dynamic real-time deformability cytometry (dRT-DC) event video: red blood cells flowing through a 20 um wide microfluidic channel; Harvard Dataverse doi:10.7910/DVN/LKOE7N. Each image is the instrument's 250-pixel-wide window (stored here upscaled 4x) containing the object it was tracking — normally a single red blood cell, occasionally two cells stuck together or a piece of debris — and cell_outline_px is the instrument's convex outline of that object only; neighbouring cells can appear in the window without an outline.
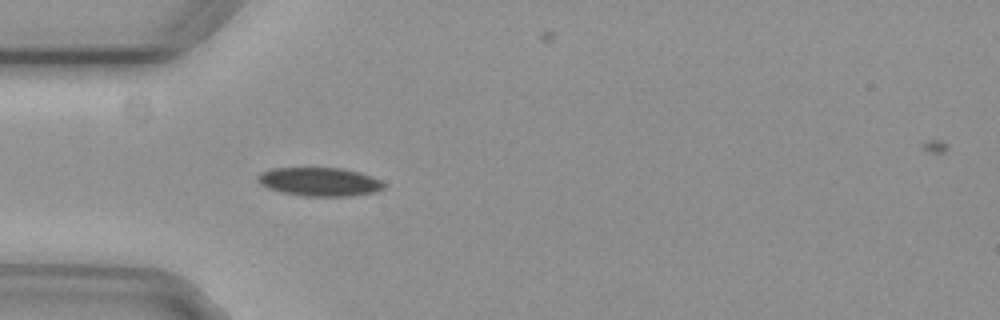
{"species": "common noctule bat (a hibernating species)", "species_latin": "Nyctalus noctula", "temperature_condition": "cold", "stored_images_in_passage": 3, "camera_frame_rate_fps": 3000, "um_per_image_px": 0.085, "animal": {"sex": "female", "body_mass_g": 29.2, "forearm_length_mm": 56.3}, "frame": {"image": 1, "passage_image": 3, "time_ms": 0.667, "image_size_px": [1000, 320], "cell_outline_px": [[384, 188], [372, 192], [352, 196], [304, 196], [280, 192], [268, 188], [260, 184], [256, 180], [256, 176], [260, 172], [272, 168], [344, 168], [360, 172], [372, 176], [380, 180], [384, 184]], "centroid_in_image_um": [27.12, 15.44], "position_along_channel_um": 57.9, "area_um2": 21.15}}